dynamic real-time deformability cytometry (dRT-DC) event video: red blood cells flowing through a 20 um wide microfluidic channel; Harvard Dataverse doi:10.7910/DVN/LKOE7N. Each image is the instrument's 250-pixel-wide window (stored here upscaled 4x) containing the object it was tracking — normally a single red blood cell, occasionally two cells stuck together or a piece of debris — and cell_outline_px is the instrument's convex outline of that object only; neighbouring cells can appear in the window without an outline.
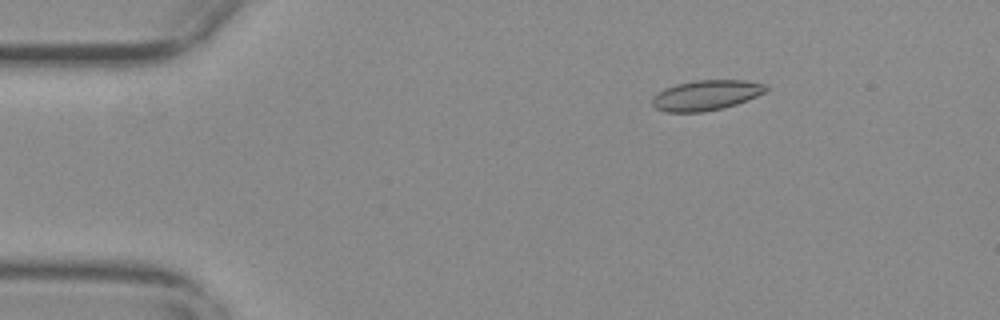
{"species": "common noctule bat (a hibernating species)", "species_latin": "Nyctalus noctula", "temperature_condition": "warm", "stored_images_in_passage": 55, "camera_frame_rate_fps": 3000, "um_per_image_px": 0.085, "animal": {"sex": "female", "body_mass_g": 29.2, "forearm_length_mm": 56.3}, "frame": {"image": 1, "passage_image": 9, "time_ms": 2.667, "image_size_px": [1000, 320], "cell_outline_px": [[768, 88], [764, 92], [748, 100], [724, 108], [704, 112], [664, 112], [656, 108], [652, 104], [652, 96], [664, 88], [676, 84], [696, 80], [744, 80], [768, 84]], "centroid_in_image_um": [60.01, 8.09], "position_along_channel_um": 25.0, "area_um2": 20.17}}
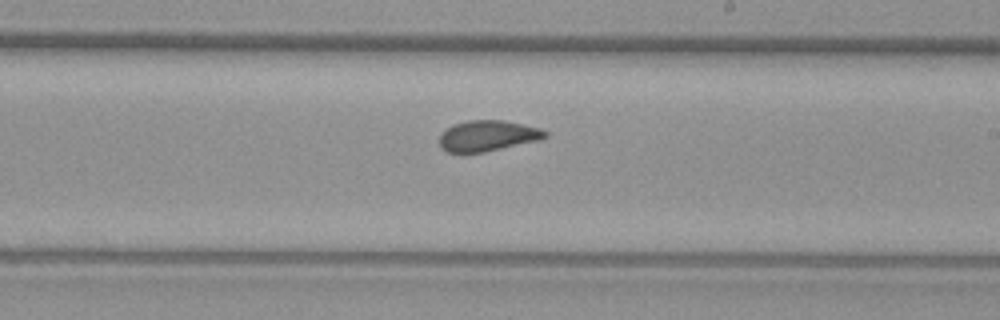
{"frame": {"image": 2, "passage_image": 33, "time_ms": 10.667, "image_size_px": [1000, 320], "cell_outline_px": [[548, 136], [540, 140], [484, 152], [448, 152], [440, 148], [440, 136], [452, 124], [468, 120], [504, 120], [540, 128], [548, 132]], "centroid_in_image_um": [41.48, 11.54], "position_along_channel_um": 247.5, "area_um2": 18.9}}
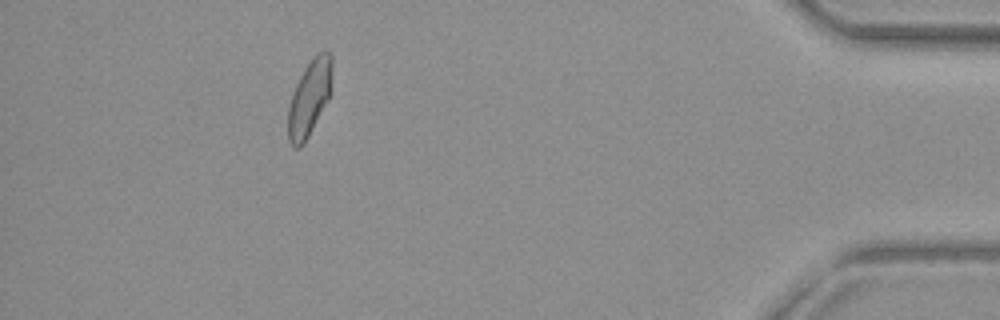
{"frame": {"image": 3, "passage_image": 51, "time_ms": 16.667, "image_size_px": [1000, 320], "cell_outline_px": [[332, 92], [328, 100], [304, 144], [300, 148], [292, 148], [288, 140], [288, 104], [292, 92], [304, 68], [324, 48], [332, 56]], "centroid_in_image_um": [26.3, 8.35], "position_along_channel_um": 408.9, "area_um2": 19.71}}